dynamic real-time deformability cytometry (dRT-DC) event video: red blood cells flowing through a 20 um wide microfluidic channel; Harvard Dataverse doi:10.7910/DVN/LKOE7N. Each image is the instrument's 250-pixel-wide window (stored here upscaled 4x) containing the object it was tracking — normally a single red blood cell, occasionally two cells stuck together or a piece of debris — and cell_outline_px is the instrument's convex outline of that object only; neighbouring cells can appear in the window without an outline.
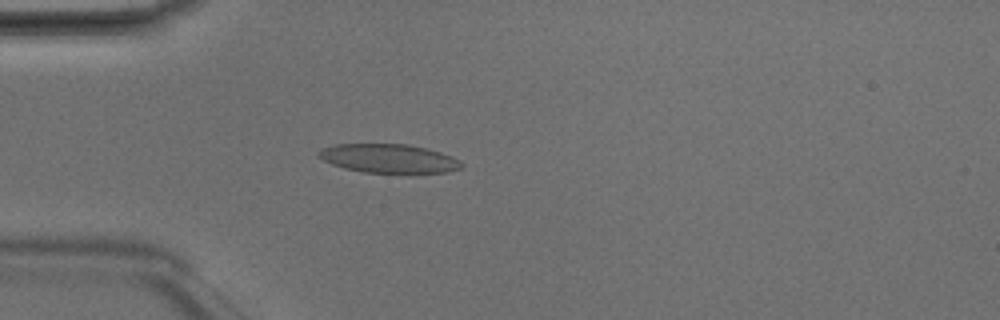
{"species": "Egyptian fruit bat (a non-hibernating species)", "species_latin": "Rousettus aegyptiacus", "temperature_condition": "room temperature", "stored_images_in_passage": 49, "camera_frame_rate_fps": 3000, "um_per_image_px": 0.085, "animal": {"sex": "male"}, "frame": {"image": 1, "passage_image": 14, "time_ms": 4.333, "image_size_px": [1000, 320], "cell_outline_px": [[464, 164], [460, 168], [448, 172], [408, 176], [364, 172], [344, 168], [332, 164], [316, 156], [316, 152], [320, 148], [336, 144], [408, 144], [428, 148], [452, 156], [460, 160]], "centroid_in_image_um": [33.09, 13.51], "position_along_channel_um": 51.9, "area_um2": 25.2}}
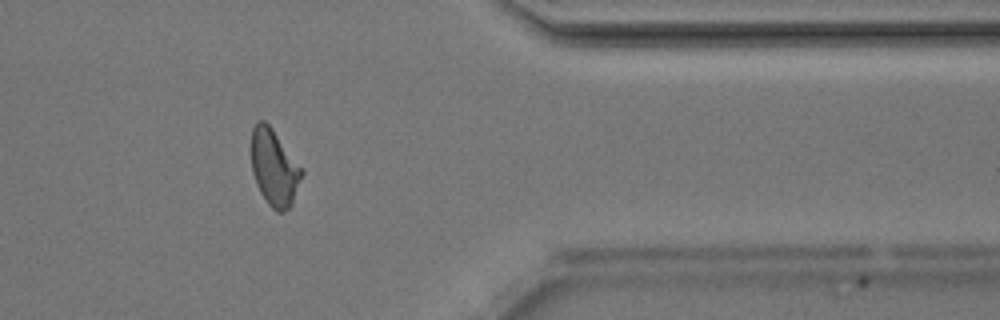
{"frame": {"image": 2, "passage_image": 40, "time_ms": 13.0, "image_size_px": [1000, 320], "cell_outline_px": [[304, 172], [292, 204], [284, 212], [276, 212], [268, 204], [260, 192], [256, 184], [252, 172], [252, 128], [260, 120], [264, 120], [272, 128], [304, 168]], "centroid_in_image_um": [23.34, 14.27], "position_along_channel_um": 388.1, "area_um2": 22.6}}
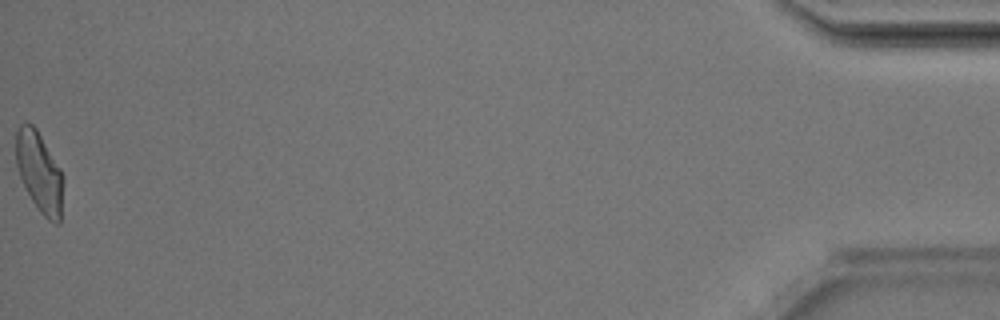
{"frame": {"image": 3, "passage_image": 49, "time_ms": 16.0, "image_size_px": [1000, 320], "cell_outline_px": [[64, 180], [60, 224], [56, 224], [48, 220], [40, 212], [32, 200], [20, 176], [16, 164], [16, 132], [20, 124], [32, 124], [36, 128], [60, 168], [64, 176]], "centroid_in_image_um": [3.37, 14.66], "position_along_channel_um": 431.8, "area_um2": 22.02}, "authors_computed_cell_mechanics": {"area_um2": 22.7732, "velocity_mm_per_s": 4.1907, "shape_relaxation_time_tau1_ms": null, "shape_relaxation_time_tau2_ms": 2.0358, "deformation_change_tau1": null, "deformation_change_tau2": 0.0818}}